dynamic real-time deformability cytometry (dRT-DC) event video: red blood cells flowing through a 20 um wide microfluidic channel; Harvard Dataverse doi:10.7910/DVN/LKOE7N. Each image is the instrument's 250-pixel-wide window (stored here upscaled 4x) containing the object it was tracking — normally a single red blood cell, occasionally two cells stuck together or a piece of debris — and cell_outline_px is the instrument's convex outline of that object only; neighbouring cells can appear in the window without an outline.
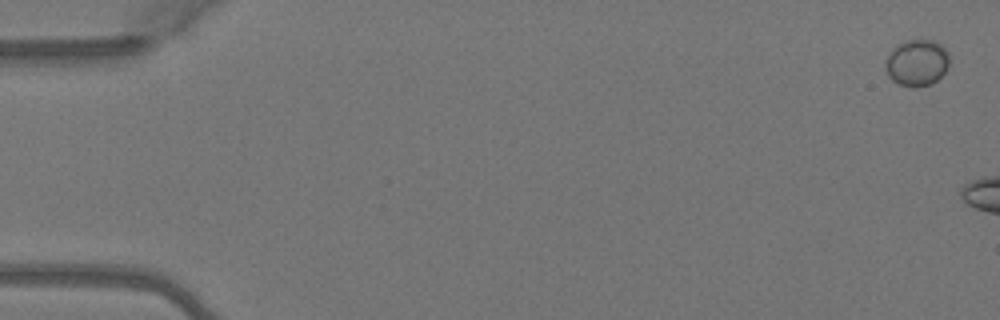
{"species": "Egyptian fruit bat (a non-hibernating species)", "species_latin": "Rousettus aegyptiacus", "temperature_condition": "warm", "stored_images_in_passage": 4, "camera_frame_rate_fps": 3000, "um_per_image_px": 0.085, "animal": {"sex": "female"}, "frame": {"image": 1, "passage_image": 1, "time_ms": 0.0, "image_size_px": [1000, 320], "cell_outline_px": [[948, 68], [932, 84], [916, 88], [912, 88], [900, 84], [892, 80], [888, 76], [884, 68], [888, 56], [904, 40], [936, 40], [948, 52]], "centroid_in_image_um": [77.95, 5.36], "position_along_channel_um": 7.1, "area_um2": 17.22}}